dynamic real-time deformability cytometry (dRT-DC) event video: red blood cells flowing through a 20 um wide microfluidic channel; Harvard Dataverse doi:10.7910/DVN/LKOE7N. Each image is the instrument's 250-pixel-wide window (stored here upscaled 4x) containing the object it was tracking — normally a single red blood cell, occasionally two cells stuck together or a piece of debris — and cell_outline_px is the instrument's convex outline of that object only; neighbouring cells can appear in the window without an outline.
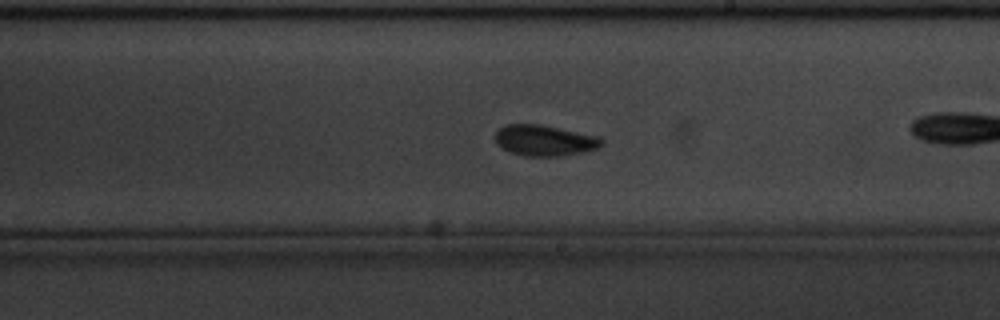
{"species": "common noctule bat (a hibernating species)", "species_latin": "Nyctalus noctula", "temperature_condition": "cold", "stored_images_in_passage": 25, "camera_frame_rate_fps": 3000, "um_per_image_px": 0.085, "animal": {"sex": "male", "body_mass_g": 20.1, "forearm_length_mm": 53.5}, "frame": {"image": 1, "passage_image": 25, "time_ms": 8.0, "image_size_px": [1000, 320], "cell_outline_px": [[604, 144], [596, 148], [584, 152], [560, 156], [524, 156], [512, 152], [504, 148], [496, 140], [496, 132], [504, 124], [540, 124], [600, 136], [604, 140]], "centroid_in_image_um": [46.35, 11.93], "position_along_channel_um": 242.7, "area_um2": 19.07}}